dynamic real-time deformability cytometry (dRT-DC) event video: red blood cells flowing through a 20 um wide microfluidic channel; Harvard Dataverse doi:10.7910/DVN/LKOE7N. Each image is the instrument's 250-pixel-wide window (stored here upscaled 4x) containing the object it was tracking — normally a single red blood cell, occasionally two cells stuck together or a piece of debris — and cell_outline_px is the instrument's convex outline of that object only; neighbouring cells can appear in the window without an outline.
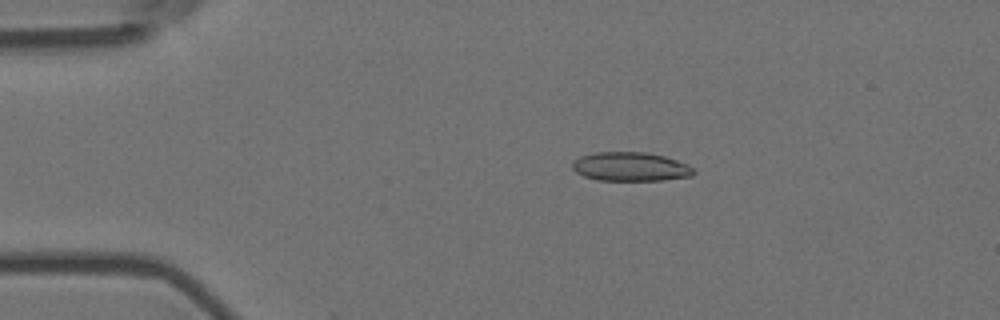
{"species": "Egyptian fruit bat (a non-hibernating species)", "species_latin": "Rousettus aegyptiacus", "temperature_condition": "room temperature", "stored_images_in_passage": 7, "camera_frame_rate_fps": 3000, "um_per_image_px": 0.085, "animal": {"sex": "female"}, "frame": {"image": 1, "passage_image": 2, "time_ms": 0.333, "image_size_px": [1000, 320], "cell_outline_px": [[696, 172], [692, 176], [664, 180], [596, 180], [584, 176], [576, 172], [572, 168], [572, 164], [580, 156], [596, 152], [644, 152], [664, 156], [688, 164]], "centroid_in_image_um": [53.6, 14.17], "position_along_channel_um": 31.4, "area_um2": 20.4}}
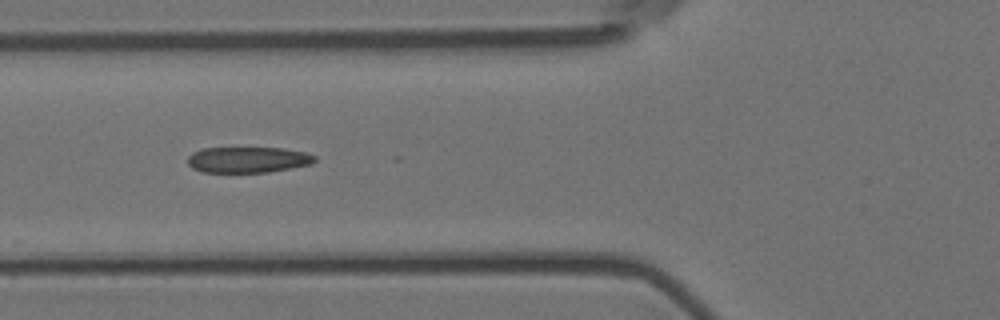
{"frame": {"image": 2, "passage_image": 5, "time_ms": 1.333, "image_size_px": [1000, 320], "cell_outline_px": [[316, 160], [312, 164], [268, 172], [200, 172], [192, 168], [188, 164], [188, 156], [192, 152], [204, 148], [284, 148], [304, 152], [316, 156]], "centroid_in_image_um": [21.06, 13.58], "position_along_channel_um": 104.7, "area_um2": 19.19}}
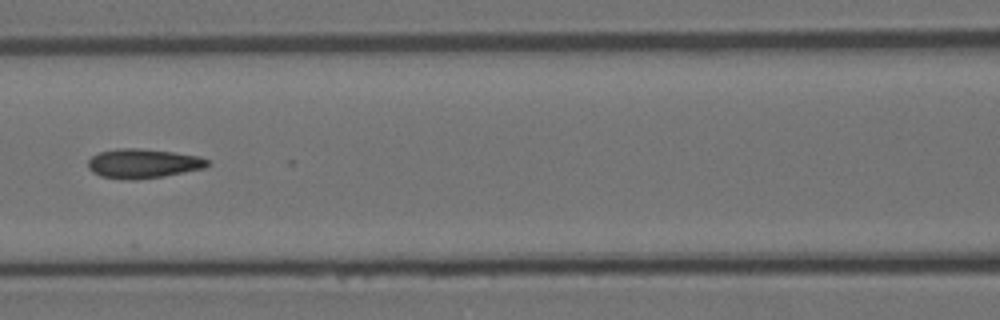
{"frame": {"image": 3, "passage_image": 6, "time_ms": 1.667, "image_size_px": [1000, 320], "cell_outline_px": [[208, 164], [204, 168], [164, 176], [136, 180], [120, 180], [100, 176], [92, 172], [88, 168], [88, 160], [92, 156], [100, 152], [116, 148], [136, 148], [172, 152], [200, 156], [208, 160]], "centroid_in_image_um": [12.12, 13.91], "position_along_channel_um": 154.5, "area_um2": 20.52}}